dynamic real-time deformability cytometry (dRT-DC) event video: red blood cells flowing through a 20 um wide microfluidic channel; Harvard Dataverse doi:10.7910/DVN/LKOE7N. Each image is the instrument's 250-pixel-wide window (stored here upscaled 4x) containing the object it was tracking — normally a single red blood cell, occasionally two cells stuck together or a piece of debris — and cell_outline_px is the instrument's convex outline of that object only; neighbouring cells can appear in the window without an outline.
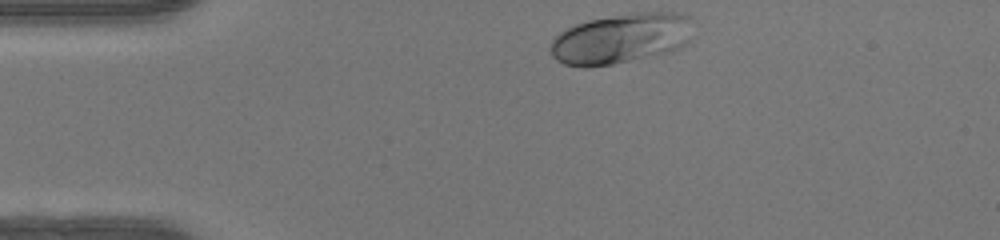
{"species": "human", "species_latin": "Homo sapiens", "temperature_condition": "warm", "stored_images_in_passage": 32, "camera_frame_rate_fps": 3000, "um_per_image_px": 0.085, "donor": {"sex": "female"}, "frame": {"image": 1, "passage_image": 1, "time_ms": 0.0, "image_size_px": [1000, 240], "cell_outline_px": [[696, 36], [680, 48], [672, 52], [612, 64], [588, 68], [580, 68], [564, 64], [556, 60], [552, 56], [552, 40], [560, 32], [576, 24], [588, 20], [632, 12], [672, 12], [688, 16], [692, 20]], "centroid_in_image_um": [52.87, 3.28], "position_along_channel_um": 32.1, "area_um2": 42.43}}
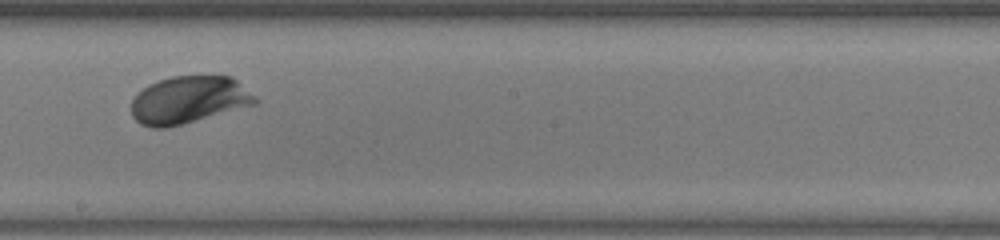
{"frame": {"image": 2, "passage_image": 19, "time_ms": 6.0, "image_size_px": [1000, 240], "cell_outline_px": [[260, 100], [256, 104], [180, 124], [164, 128], [152, 128], [140, 124], [132, 116], [132, 100], [136, 92], [148, 84], [172, 76], [232, 76], [256, 96]], "centroid_in_image_um": [16.03, 8.48], "position_along_channel_um": 232.2, "area_um2": 34.1}}
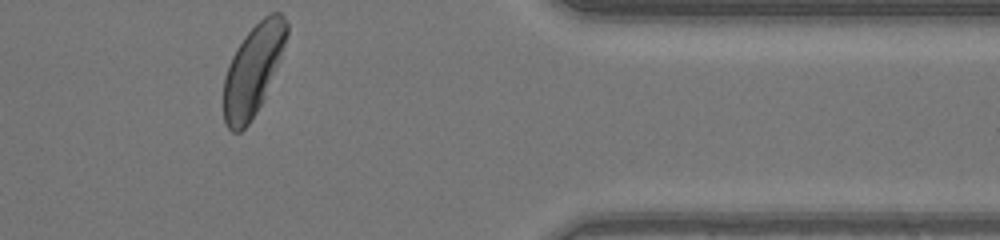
{"frame": {"image": 3, "passage_image": 32, "time_ms": 10.333, "image_size_px": [1000, 240], "cell_outline_px": [[288, 32], [284, 44], [264, 100], [248, 124], [240, 132], [232, 132], [228, 128], [224, 120], [224, 76], [228, 64], [236, 48], [244, 36], [264, 16], [272, 12], [280, 12], [284, 16], [288, 24]], "centroid_in_image_um": [21.49, 5.95], "position_along_channel_um": 389.9, "area_um2": 32.89}, "authors_computed_cell_mechanics": {"area_um2": 34.102, "velocity_mm_per_s": 4.1582, "shape_relaxation_time_tau1_ms": 1.7791, "shape_relaxation_time_tau2_ms": null, "deformation_change_tau1": 0.1326, "deformation_change_tau2": null}}